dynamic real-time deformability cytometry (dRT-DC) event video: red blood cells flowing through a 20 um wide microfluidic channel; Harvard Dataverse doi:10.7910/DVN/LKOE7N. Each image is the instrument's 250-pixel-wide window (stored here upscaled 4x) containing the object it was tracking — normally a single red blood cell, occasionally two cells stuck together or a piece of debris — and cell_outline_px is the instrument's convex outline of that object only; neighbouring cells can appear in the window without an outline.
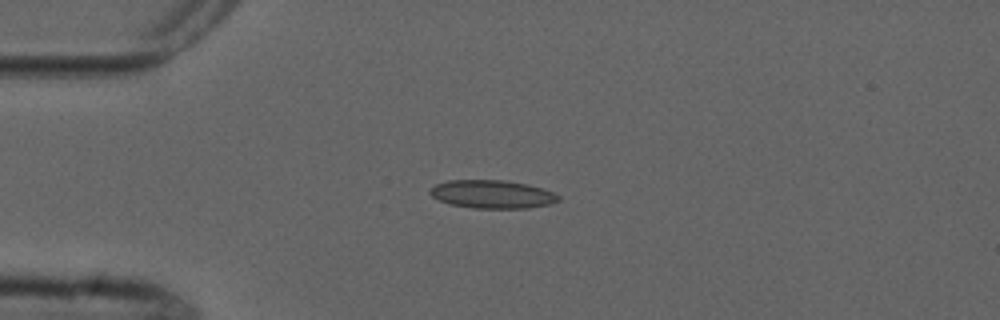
{"species": "common noctule bat (a hibernating species)", "species_latin": "Nyctalus noctula", "temperature_condition": "cold", "stored_images_in_passage": 6, "camera_frame_rate_fps": 3000, "um_per_image_px": 0.085, "animal": {"sex": "male", "forearm_length_mm": 52.5}, "frame": {"image": 1, "passage_image": 3, "time_ms": 2.333, "image_size_px": [1000, 320], "cell_outline_px": [[560, 200], [548, 204], [528, 208], [472, 208], [448, 204], [432, 196], [428, 192], [436, 184], [448, 180], [504, 180], [528, 184], [552, 192], [560, 196]], "centroid_in_image_um": [41.82, 16.51], "position_along_channel_um": 43.2, "area_um2": 21.04}}
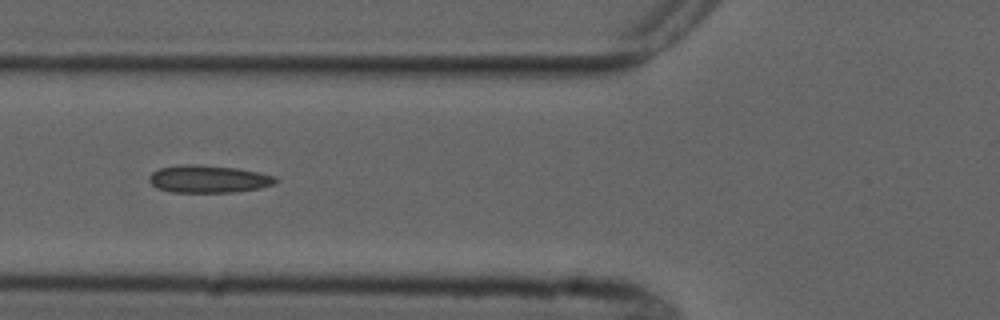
{"frame": {"image": 2, "passage_image": 5, "time_ms": 4.667, "image_size_px": [1000, 320], "cell_outline_px": [[280, 180], [276, 184], [260, 188], [232, 192], [172, 192], [156, 188], [148, 180], [148, 176], [152, 172], [160, 168], [184, 164], [196, 164], [240, 168], [276, 176]], "centroid_in_image_um": [17.75, 15.21], "position_along_channel_um": 108.1, "area_um2": 20.52}}
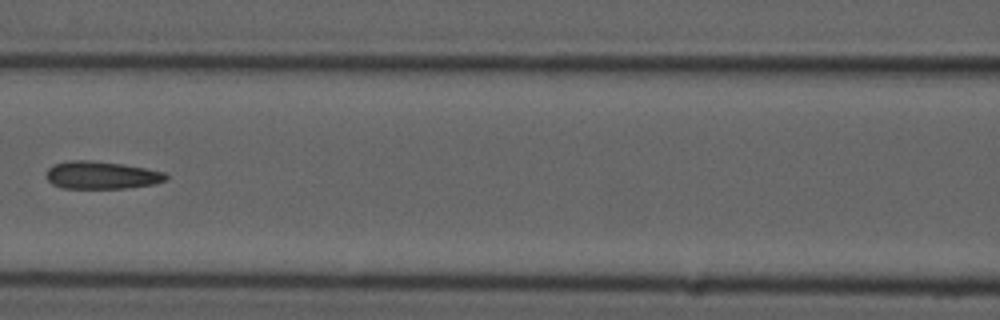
{"frame": {"image": 3, "passage_image": 6, "time_ms": 6.0, "image_size_px": [1000, 320], "cell_outline_px": [[168, 180], [156, 184], [124, 188], [64, 188], [52, 184], [48, 180], [48, 168], [52, 164], [68, 160], [92, 160], [120, 164], [144, 168], [164, 172], [168, 176]], "centroid_in_image_um": [8.64, 14.88], "position_along_channel_um": 158.0, "area_um2": 19.25}}